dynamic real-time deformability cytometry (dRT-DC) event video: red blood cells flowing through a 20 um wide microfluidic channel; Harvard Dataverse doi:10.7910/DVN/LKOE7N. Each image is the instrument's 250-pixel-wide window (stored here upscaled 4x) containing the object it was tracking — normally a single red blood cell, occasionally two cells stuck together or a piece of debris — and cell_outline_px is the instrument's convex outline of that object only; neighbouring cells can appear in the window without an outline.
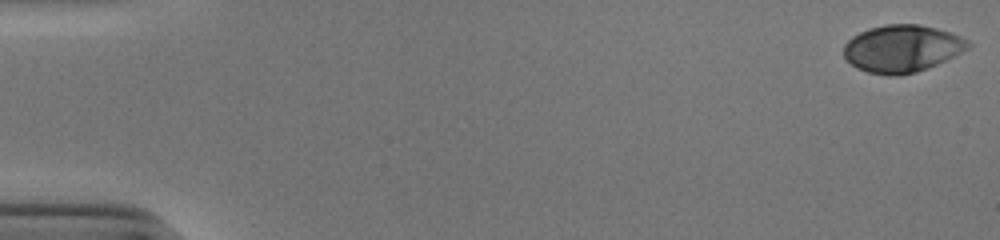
{"species": "human", "species_latin": "Homo sapiens", "temperature_condition": "cold", "stored_images_in_passage": 44, "camera_frame_rate_fps": 3000, "um_per_image_px": 0.085, "donor": {"sex": "male"}, "frame": {"image": 1, "passage_image": 1, "time_ms": 0.0, "image_size_px": [1000, 240], "cell_outline_px": [[972, 44], [968, 48], [928, 68], [916, 72], [900, 76], [888, 76], [868, 72], [856, 68], [844, 56], [844, 44], [852, 36], [868, 28], [884, 24], [920, 24], [952, 32], [968, 40]], "centroid_in_image_um": [76.66, 4.12], "position_along_channel_um": 8.3, "area_um2": 34.33}}
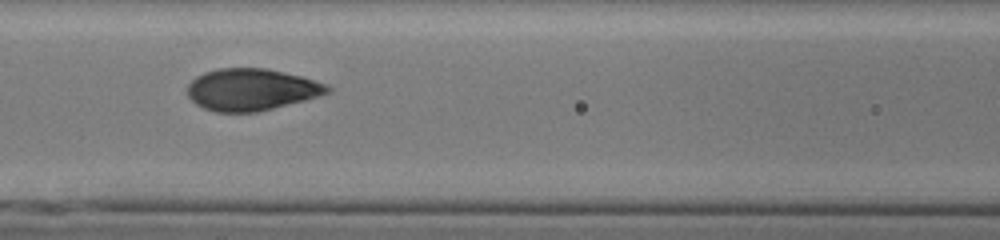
{"frame": {"image": 2, "passage_image": 24, "time_ms": 7.667, "image_size_px": [1000, 240], "cell_outline_px": [[332, 92], [304, 100], [256, 112], [216, 112], [204, 108], [196, 104], [188, 96], [188, 84], [196, 76], [204, 72], [220, 68], [264, 68], [300, 76], [328, 84], [332, 88]], "centroid_in_image_um": [21.37, 7.61], "position_along_channel_um": 145.2, "area_um2": 33.99}}
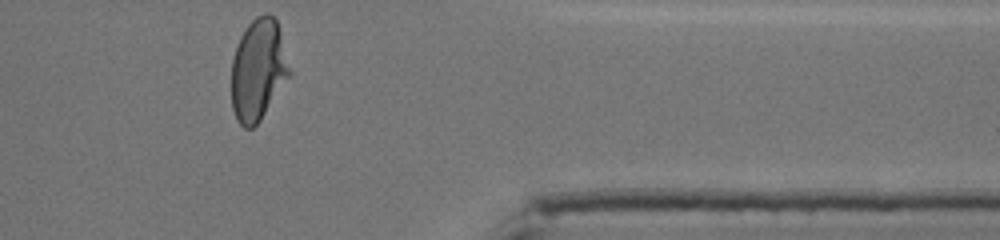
{"frame": {"image": 3, "passage_image": 44, "time_ms": 14.333, "image_size_px": [1000, 240], "cell_outline_px": [[292, 76], [260, 120], [252, 128], [244, 128], [236, 120], [232, 108], [232, 60], [240, 36], [248, 24], [256, 16], [264, 12], [268, 12], [276, 20], [280, 32], [292, 72]], "centroid_in_image_um": [21.97, 5.94], "position_along_channel_um": 389.4, "area_um2": 34.68}, "authors_computed_cell_mechanics": {"area_um2": 33.9575, "velocity_mm_per_s": 3.916, "shape_relaxation_time_tau1_ms": 3.9138, "shape_relaxation_time_tau2_ms": null, "deformation_change_tau1": 0.1794, "deformation_change_tau2": null}}